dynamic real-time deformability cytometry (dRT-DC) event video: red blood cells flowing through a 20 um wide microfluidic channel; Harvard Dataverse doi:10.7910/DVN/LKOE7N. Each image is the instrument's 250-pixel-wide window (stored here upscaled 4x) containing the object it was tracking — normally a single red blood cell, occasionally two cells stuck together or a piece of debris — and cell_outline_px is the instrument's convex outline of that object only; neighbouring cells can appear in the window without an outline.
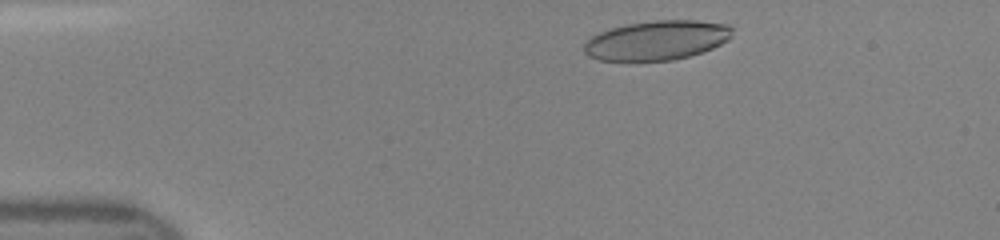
{"species": "human", "species_latin": "Homo sapiens", "temperature_condition": "room temperature", "stored_images_in_passage": 7, "camera_frame_rate_fps": 3000, "um_per_image_px": 0.085, "donor": {"sex": "female"}, "frame": {"image": 1, "passage_image": 2, "time_ms": 0.333, "image_size_px": [1000, 240], "cell_outline_px": [[732, 36], [728, 40], [704, 52], [672, 60], [628, 64], [600, 60], [588, 56], [584, 52], [584, 44], [592, 36], [600, 32], [612, 28], [628, 24], [656, 20], [696, 20], [728, 24], [732, 28]], "centroid_in_image_um": [55.8, 3.47], "position_along_channel_um": 29.2, "area_um2": 34.91}}
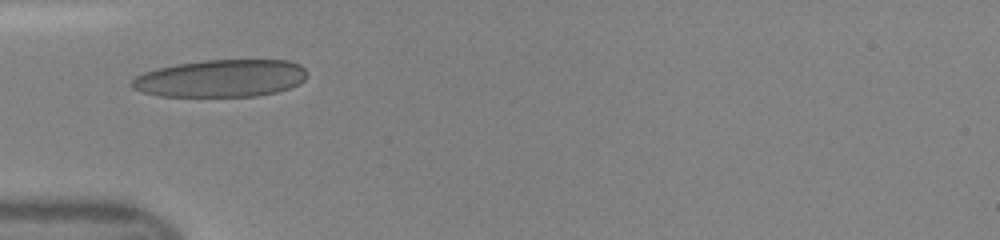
{"frame": {"image": 2, "passage_image": 5, "time_ms": 1.333, "image_size_px": [1000, 240], "cell_outline_px": [[308, 76], [300, 84], [276, 92], [256, 96], [160, 96], [144, 92], [132, 88], [128, 84], [136, 76], [144, 72], [156, 68], [176, 64], [204, 60], [288, 60], [300, 64], [308, 72]], "centroid_in_image_um": [18.79, 6.65], "position_along_channel_um": 66.2, "area_um2": 38.44}}
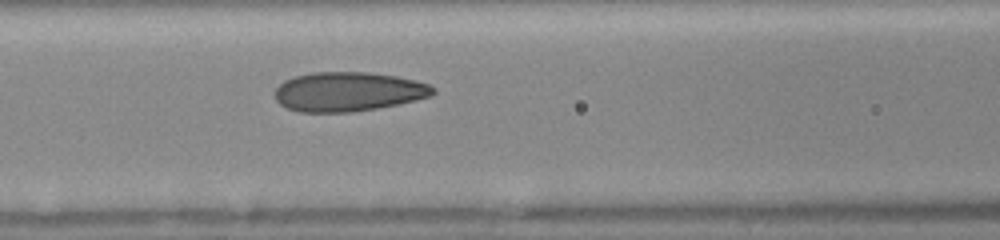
{"frame": {"image": 3, "passage_image": 7, "time_ms": 2.0, "image_size_px": [1000, 240], "cell_outline_px": [[436, 92], [432, 96], [416, 100], [376, 108], [352, 112], [300, 112], [288, 108], [280, 104], [276, 100], [276, 88], [284, 80], [292, 76], [312, 72], [364, 72], [396, 76], [428, 84], [436, 88]], "centroid_in_image_um": [29.59, 7.79], "position_along_channel_um": 137.0, "area_um2": 36.18}}